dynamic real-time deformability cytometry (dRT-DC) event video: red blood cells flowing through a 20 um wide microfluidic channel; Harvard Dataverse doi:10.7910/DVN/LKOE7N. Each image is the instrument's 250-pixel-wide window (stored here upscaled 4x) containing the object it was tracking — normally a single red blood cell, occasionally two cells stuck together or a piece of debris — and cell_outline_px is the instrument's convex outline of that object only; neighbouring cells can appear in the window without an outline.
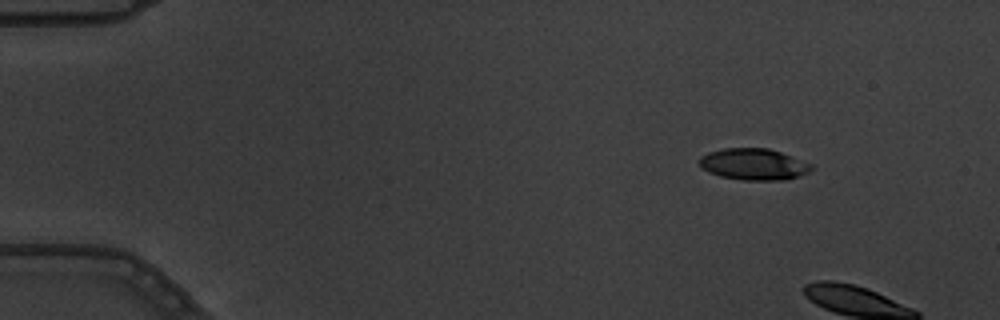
{"species": "common noctule bat (a hibernating species)", "species_latin": "Nyctalus noctula", "temperature_condition": "warm", "stored_images_in_passage": 3, "camera_frame_rate_fps": 3000, "um_per_image_px": 0.085, "animal": {"sex": "male", "body_mass_g": 19.5, "forearm_length_mm": 54.6}, "frame": {"image": 1, "passage_image": 2, "time_ms": 0.333, "image_size_px": [1000, 320], "cell_outline_px": [[816, 168], [800, 176], [784, 180], [740, 180], [720, 176], [708, 172], [700, 168], [696, 160], [700, 156], [708, 152], [724, 148], [768, 148], [780, 152], [812, 164]], "centroid_in_image_um": [64.02, 13.97], "position_along_channel_um": 21.0, "area_um2": 20.87}}